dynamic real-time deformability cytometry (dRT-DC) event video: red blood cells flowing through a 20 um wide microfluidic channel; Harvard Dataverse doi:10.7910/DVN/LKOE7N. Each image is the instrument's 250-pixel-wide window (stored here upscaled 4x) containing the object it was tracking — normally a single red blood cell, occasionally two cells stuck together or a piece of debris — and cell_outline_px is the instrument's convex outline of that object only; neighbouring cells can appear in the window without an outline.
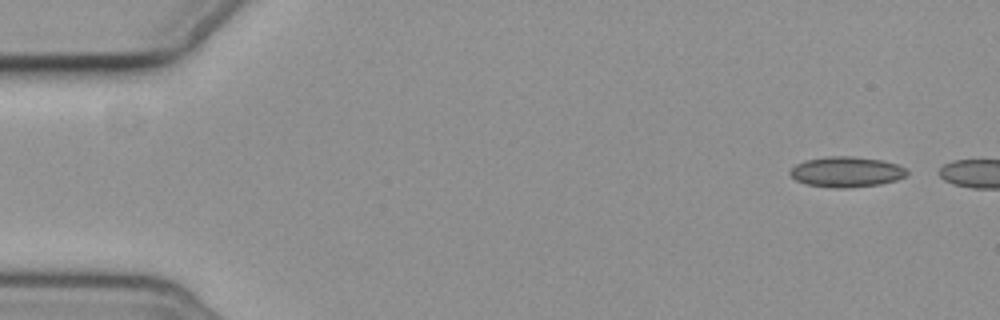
{"species": "common noctule bat (a hibernating species)", "species_latin": "Nyctalus noctula", "temperature_condition": "cold", "stored_images_in_passage": 5, "segment_of_instrument_passage": [2, 2], "camera_frame_rate_fps": 3000, "um_per_image_px": 0.085, "animal": {"sex": "female", "body_mass_g": 19.3, "forearm_length_mm": 54.1}, "frame": {"image": 1, "passage_image": 5, "time_ms": 5.667, "image_size_px": [1000, 320], "cell_outline_px": [[908, 176], [896, 180], [880, 184], [848, 188], [832, 188], [808, 184], [796, 180], [788, 172], [796, 164], [804, 160], [828, 156], [852, 156], [884, 160], [908, 168]], "centroid_in_image_um": [71.98, 14.6], "position_along_channel_um": 13.0, "area_um2": 20.92}}